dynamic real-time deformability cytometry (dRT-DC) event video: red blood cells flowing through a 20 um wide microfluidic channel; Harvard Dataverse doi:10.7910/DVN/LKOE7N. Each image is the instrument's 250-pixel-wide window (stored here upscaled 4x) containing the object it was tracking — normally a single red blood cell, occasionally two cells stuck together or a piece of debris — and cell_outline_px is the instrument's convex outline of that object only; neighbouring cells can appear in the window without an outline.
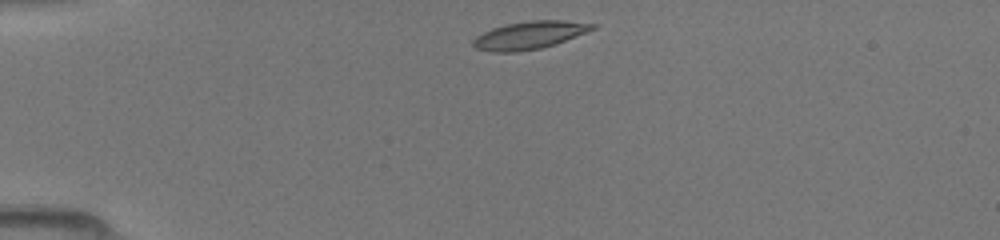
{"species": "common noctule bat (a hibernating species)", "species_latin": "Nyctalus noctula", "temperature_condition": "room temperature", "stored_images_in_passage": 38, "camera_frame_rate_fps": 3000, "um_per_image_px": 0.085, "animal": {"sex": "female", "body_mass_g": 19.5, "forearm_length_mm": 54.1}, "frame": {"image": 1, "passage_image": 1, "time_ms": 0.0, "image_size_px": [1000, 240], "cell_outline_px": [[596, 28], [588, 32], [556, 44], [540, 48], [516, 52], [492, 52], [476, 48], [472, 44], [472, 40], [476, 36], [492, 28], [508, 24], [528, 20], [564, 20], [596, 24]], "centroid_in_image_um": [45.02, 2.99], "position_along_channel_um": 40.0, "area_um2": 19.36}}
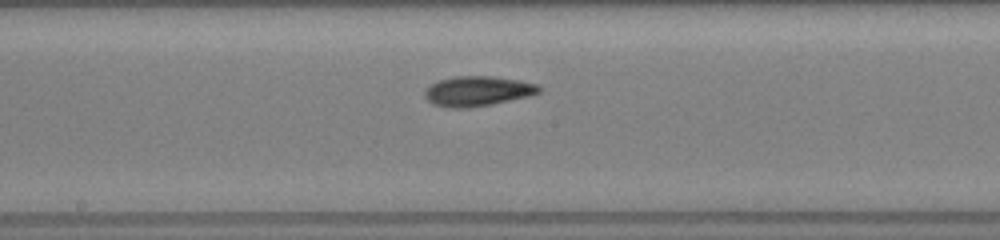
{"frame": {"image": 2, "passage_image": 16, "time_ms": 5.0, "image_size_px": [1000, 240], "cell_outline_px": [[544, 88], [540, 92], [528, 96], [492, 104], [468, 108], [448, 108], [432, 104], [424, 96], [424, 92], [432, 84], [440, 80], [456, 76], [492, 76], [516, 80], [536, 84]], "centroid_in_image_um": [40.59, 7.75], "position_along_channel_um": 207.6, "area_um2": 19.83}}
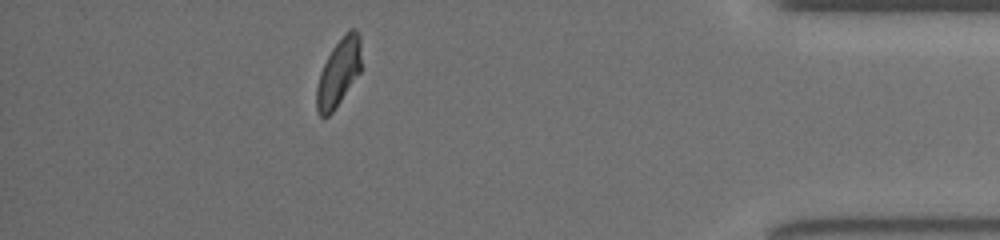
{"frame": {"image": 3, "passage_image": 33, "time_ms": 10.667, "image_size_px": [1000, 240], "cell_outline_px": [[360, 72], [332, 112], [328, 116], [320, 116], [316, 112], [316, 88], [320, 72], [332, 48], [348, 28], [356, 28], [360, 36]], "centroid_in_image_um": [28.77, 6.14], "position_along_channel_um": 406.4, "area_um2": 17.46}}